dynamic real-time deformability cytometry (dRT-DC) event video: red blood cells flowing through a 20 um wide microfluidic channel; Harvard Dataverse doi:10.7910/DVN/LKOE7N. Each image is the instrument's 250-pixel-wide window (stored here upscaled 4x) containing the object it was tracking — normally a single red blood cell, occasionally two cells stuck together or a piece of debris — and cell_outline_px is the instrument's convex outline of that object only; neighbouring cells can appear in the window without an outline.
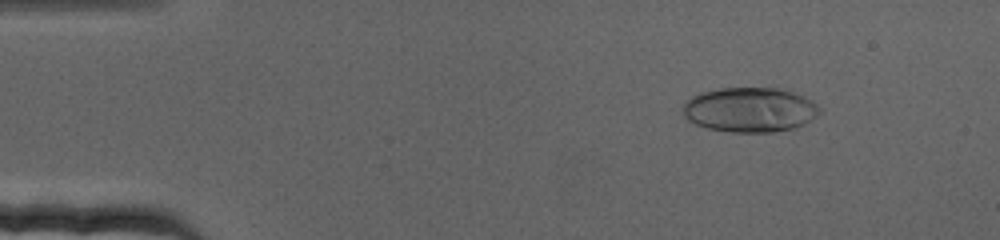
{"species": "human", "species_latin": "Homo sapiens", "temperature_condition": "cold", "stored_images_in_passage": 71, "camera_frame_rate_fps": 3000, "um_per_image_px": 0.085, "donor": {"sex": "female"}, "frame": {"image": 1, "passage_image": 9, "time_ms": 2.667, "image_size_px": [1000, 240], "cell_outline_px": [[820, 112], [816, 116], [804, 124], [796, 128], [772, 132], [728, 132], [708, 128], [696, 124], [688, 120], [684, 116], [684, 104], [692, 96], [700, 92], [720, 88], [776, 88], [792, 92], [804, 96], [816, 104], [820, 108]], "centroid_in_image_um": [63.74, 9.33], "position_along_channel_um": 21.3, "area_um2": 35.55}}
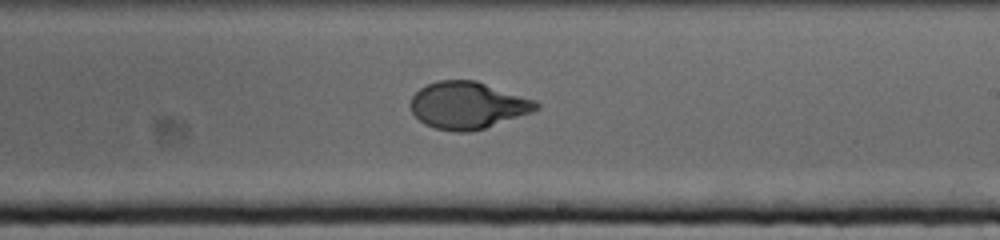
{"frame": {"image": 2, "passage_image": 42, "time_ms": 13.667, "image_size_px": [1000, 240], "cell_outline_px": [[540, 108], [532, 112], [484, 128], [468, 132], [456, 132], [436, 128], [424, 124], [412, 112], [412, 96], [420, 88], [436, 80], [476, 80], [536, 100], [540, 104]], "centroid_in_image_um": [39.78, 8.94], "position_along_channel_um": 249.2, "area_um2": 34.28}}
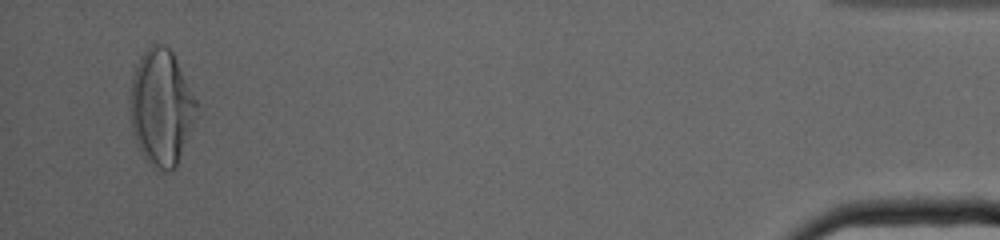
{"frame": {"image": 3, "passage_image": 68, "time_ms": 22.333, "image_size_px": [1000, 240], "cell_outline_px": [[196, 116], [176, 168], [160, 172], [152, 168], [148, 164], [132, 132], [128, 108], [128, 96], [136, 64], [140, 56], [152, 44], [164, 44], [172, 52], [196, 100]], "centroid_in_image_um": [13.66, 9.16], "position_along_channel_um": 421.5, "area_um2": 44.91}}